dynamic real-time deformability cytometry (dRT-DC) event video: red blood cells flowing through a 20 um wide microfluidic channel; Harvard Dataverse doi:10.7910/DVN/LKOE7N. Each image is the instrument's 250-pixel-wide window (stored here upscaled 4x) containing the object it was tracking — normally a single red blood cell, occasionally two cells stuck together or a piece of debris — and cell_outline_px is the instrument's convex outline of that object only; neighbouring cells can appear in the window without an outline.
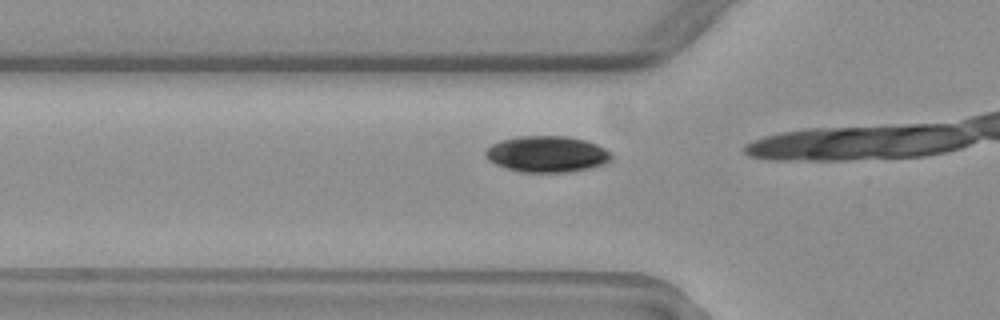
{"species": "common noctule bat (a hibernating species)", "species_latin": "Nyctalus noctula", "temperature_condition": "warm", "stored_images_in_passage": 10, "camera_frame_rate_fps": 3000, "um_per_image_px": 0.085, "animal": {"sex": "female", "body_mass_g": 19.3, "forearm_length_mm": 54.1}, "frame": {"image": 1, "passage_image": 5, "time_ms": 1.333, "image_size_px": [1000, 320], "cell_outline_px": [[612, 160], [604, 164], [588, 168], [568, 172], [520, 172], [496, 164], [488, 160], [484, 156], [484, 152], [492, 144], [500, 140], [516, 136], [568, 136], [584, 140], [596, 144], [612, 152]], "centroid_in_image_um": [46.49, 13.09], "position_along_channel_um": 79.3, "area_um2": 26.65}}